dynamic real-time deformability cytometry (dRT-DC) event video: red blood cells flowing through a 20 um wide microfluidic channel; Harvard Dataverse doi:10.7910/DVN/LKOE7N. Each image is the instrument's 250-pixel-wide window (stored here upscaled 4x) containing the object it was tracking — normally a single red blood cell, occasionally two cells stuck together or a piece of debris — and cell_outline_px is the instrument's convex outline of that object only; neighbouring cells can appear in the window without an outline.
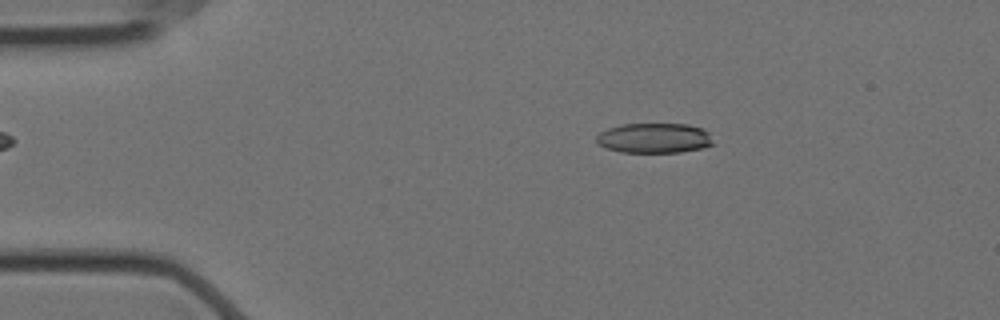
{"species": "Egyptian fruit bat (a non-hibernating species)", "species_latin": "Rousettus aegyptiacus", "temperature_condition": "cold", "stored_images_in_passage": 56, "camera_frame_rate_fps": 3000, "um_per_image_px": 0.085, "animal": {"sex": "female"}, "frame": {"image": 1, "passage_image": 9, "time_ms": 2.667, "image_size_px": [1000, 320], "cell_outline_px": [[716, 144], [704, 148], [680, 152], [620, 152], [608, 148], [600, 144], [596, 140], [596, 136], [600, 132], [608, 128], [620, 124], [688, 124], [700, 128], [708, 132]], "centroid_in_image_um": [55.65, 11.74], "position_along_channel_um": 29.4, "area_um2": 20.46}}
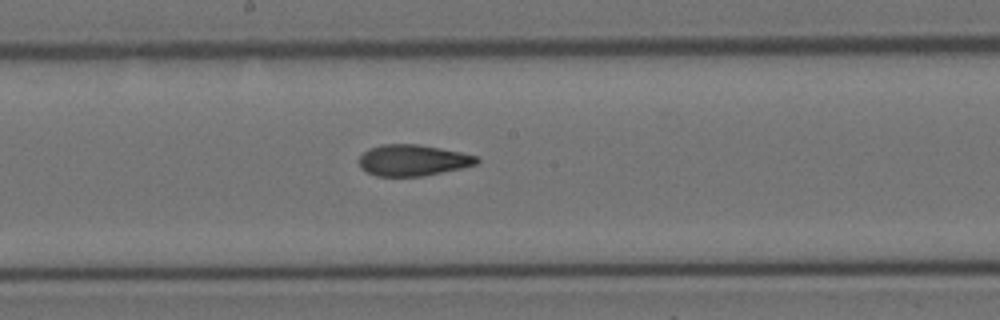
{"frame": {"image": 2, "passage_image": 29, "time_ms": 9.333, "image_size_px": [1000, 320], "cell_outline_px": [[480, 160], [476, 164], [460, 168], [424, 176], [376, 176], [360, 168], [360, 156], [368, 148], [380, 144], [416, 144], [440, 148], [480, 156]], "centroid_in_image_um": [35.09, 13.61], "position_along_channel_um": 213.1, "area_um2": 21.39}}
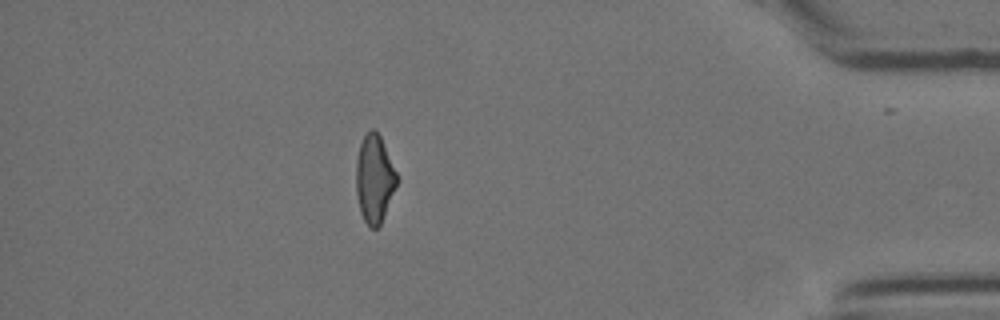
{"frame": {"image": 3, "passage_image": 49, "time_ms": 16.0, "image_size_px": [1000, 320], "cell_outline_px": [[400, 180], [380, 224], [376, 228], [368, 228], [360, 212], [356, 192], [356, 160], [360, 144], [364, 136], [372, 128], [380, 136]], "centroid_in_image_um": [31.83, 15.23], "position_along_channel_um": 403.4, "area_um2": 20.92}, "authors_computed_cell_mechanics": {"area_um2": 21.5594, "velocity_mm_per_s": 3.5386, "shape_relaxation_time_tau1_ms": 8.2073, "shape_relaxation_time_tau2_ms": 2.7107, "deformation_change_tau1": 0.1862, "deformation_change_tau2": 0.0972}}